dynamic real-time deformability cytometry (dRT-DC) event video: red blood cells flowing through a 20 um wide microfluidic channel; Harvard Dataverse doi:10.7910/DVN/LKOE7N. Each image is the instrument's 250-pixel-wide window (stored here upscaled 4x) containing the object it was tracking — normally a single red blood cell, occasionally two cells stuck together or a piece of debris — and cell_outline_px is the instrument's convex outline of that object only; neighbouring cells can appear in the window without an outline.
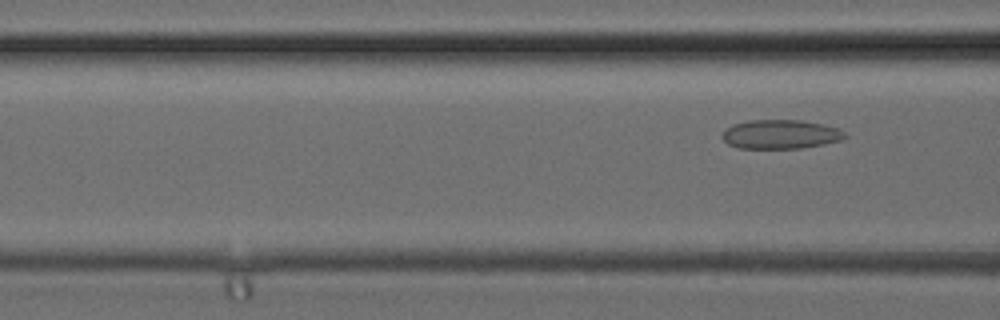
{"species": "common noctule bat (a hibernating species)", "species_latin": "Nyctalus noctula", "temperature_condition": "cold", "stored_images_in_passage": 4, "camera_frame_rate_fps": 3000, "um_per_image_px": 0.085, "animal": {"sex": "female", "body_mass_g": 24.6, "forearm_length_mm": 56.2}, "frame": {"image": 1, "passage_image": 4, "time_ms": 1.0, "image_size_px": [1000, 320], "cell_outline_px": [[848, 136], [840, 140], [824, 144], [800, 148], [740, 148], [728, 144], [720, 136], [732, 124], [748, 120], [800, 120], [824, 124], [840, 128]], "centroid_in_image_um": [66.36, 11.41], "position_along_channel_um": 100.2, "area_um2": 20.81}}